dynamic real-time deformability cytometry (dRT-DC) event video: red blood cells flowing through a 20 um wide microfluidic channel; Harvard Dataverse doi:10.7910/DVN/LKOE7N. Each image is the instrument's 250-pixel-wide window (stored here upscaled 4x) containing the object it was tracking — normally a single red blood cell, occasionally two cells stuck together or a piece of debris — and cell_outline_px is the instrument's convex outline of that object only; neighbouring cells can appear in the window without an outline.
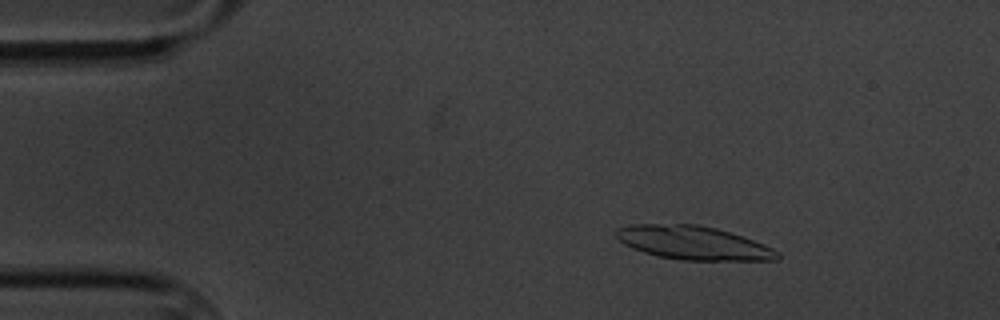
{"species": "common noctule bat (a hibernating species)", "species_latin": "Nyctalus noctula", "temperature_condition": "cold", "stored_images_in_passage": 12, "camera_frame_rate_fps": 3000, "um_per_image_px": 0.085, "animal": {"sex": "male", "body_mass_g": 20.1, "forearm_length_mm": 53.5}, "frame": {"image": 1, "passage_image": 3, "time_ms": 0.667, "image_size_px": [1000, 320], "cell_outline_px": [[780, 256], [776, 260], [680, 260], [660, 256], [644, 252], [632, 248], [624, 244], [616, 236], [616, 228], [632, 224], [696, 224], [716, 228], [764, 244], [780, 252]], "centroid_in_image_um": [58.92, 20.64], "position_along_channel_um": 26.1, "area_um2": 31.33}}